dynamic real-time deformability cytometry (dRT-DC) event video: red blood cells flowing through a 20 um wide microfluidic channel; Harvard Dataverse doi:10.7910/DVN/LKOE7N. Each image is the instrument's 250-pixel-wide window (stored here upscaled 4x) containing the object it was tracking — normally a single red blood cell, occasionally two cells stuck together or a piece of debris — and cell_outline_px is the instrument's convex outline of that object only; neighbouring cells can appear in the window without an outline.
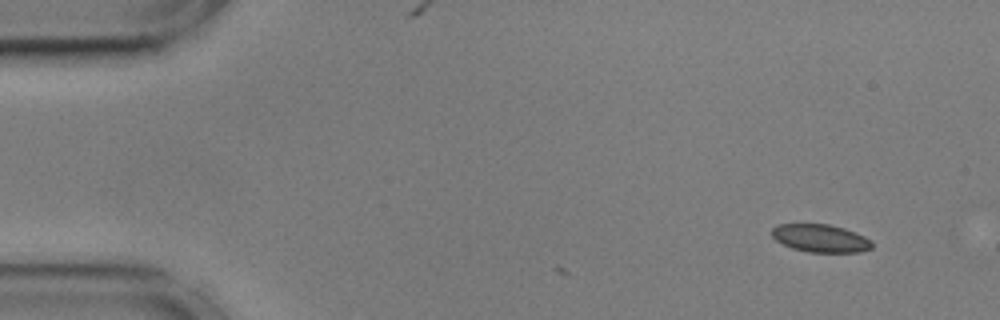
{"species": "common noctule bat (a hibernating species)", "species_latin": "Nyctalus noctula", "temperature_condition": "cold", "stored_images_in_passage": 2, "camera_frame_rate_fps": 3000, "um_per_image_px": 0.085, "animal": {"sex": "male", "body_mass_g": 17.9, "forearm_length_mm": 54.2}, "frame": {"image": 1, "passage_image": 2, "time_ms": 0.333, "image_size_px": [1000, 320], "cell_outline_px": [[872, 248], [860, 252], [808, 252], [792, 248], [776, 240], [772, 236], [772, 228], [776, 224], [828, 224], [844, 228], [864, 236], [872, 240]], "centroid_in_image_um": [69.75, 20.25], "position_along_channel_um": 15.3, "area_um2": 16.24}}